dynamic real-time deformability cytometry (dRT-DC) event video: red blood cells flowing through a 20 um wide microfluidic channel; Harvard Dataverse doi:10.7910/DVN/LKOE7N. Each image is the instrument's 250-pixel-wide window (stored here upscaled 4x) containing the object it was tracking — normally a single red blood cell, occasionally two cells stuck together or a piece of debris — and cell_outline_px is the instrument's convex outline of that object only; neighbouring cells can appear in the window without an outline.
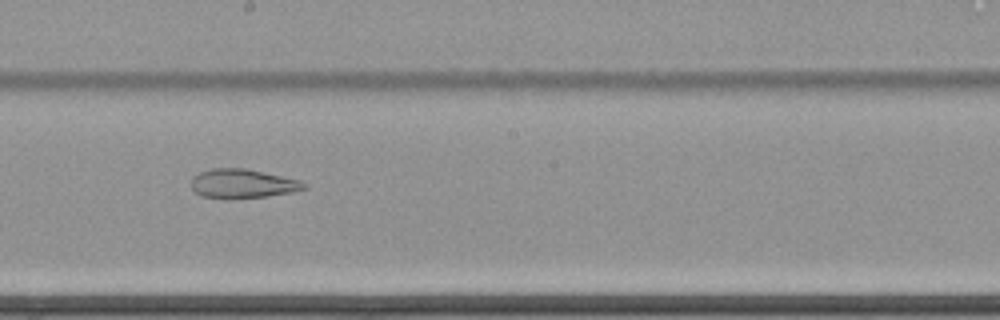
{"species": "common noctule bat (a hibernating species)", "species_latin": "Nyctalus noctula", "temperature_condition": "cold", "stored_images_in_passage": 45, "camera_frame_rate_fps": 3000, "um_per_image_px": 0.085, "animal": {"sex": "female", "body_mass_g": 22.7, "forearm_length_mm": 54.2}, "frame": {"image": 1, "passage_image": 20, "time_ms": 6.333, "image_size_px": [1000, 320], "cell_outline_px": [[308, 188], [292, 192], [268, 196], [228, 200], [200, 196], [192, 188], [192, 176], [200, 172], [212, 168], [244, 168], [300, 180], [308, 184]], "centroid_in_image_um": [20.62, 15.63], "position_along_channel_um": 227.6, "area_um2": 19.42}}
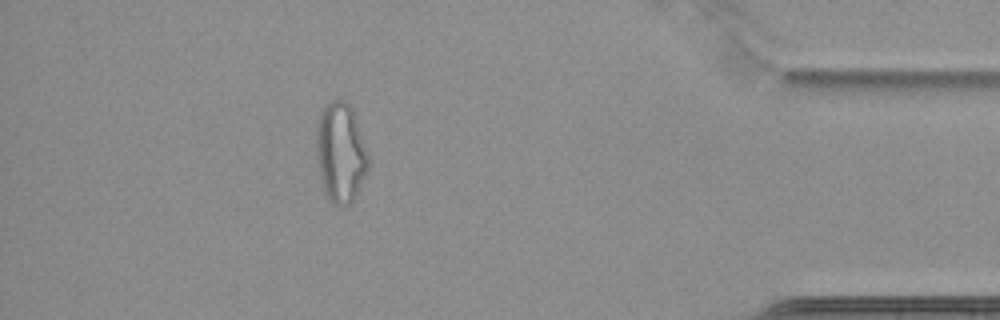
{"frame": {"image": 2, "passage_image": 39, "time_ms": 12.667, "image_size_px": [1000, 320], "cell_outline_px": [[372, 164], [352, 204], [344, 208], [340, 208], [332, 204], [328, 200], [324, 192], [320, 180], [316, 152], [316, 128], [320, 112], [324, 104], [332, 100], [344, 100], [352, 104], [356, 112], [372, 160]], "centroid_in_image_um": [29.01, 12.98], "position_along_channel_um": 406.2, "area_um2": 32.19}, "authors_computed_cell_mechanics": {"area_um2": 25.3742, "velocity_mm_per_s": 3.4595, "shape_relaxation_time_tau1_ms": null, "shape_relaxation_time_tau2_ms": 2.7959, "deformation_change_tau1": null, "deformation_change_tau2": 0.1106}}